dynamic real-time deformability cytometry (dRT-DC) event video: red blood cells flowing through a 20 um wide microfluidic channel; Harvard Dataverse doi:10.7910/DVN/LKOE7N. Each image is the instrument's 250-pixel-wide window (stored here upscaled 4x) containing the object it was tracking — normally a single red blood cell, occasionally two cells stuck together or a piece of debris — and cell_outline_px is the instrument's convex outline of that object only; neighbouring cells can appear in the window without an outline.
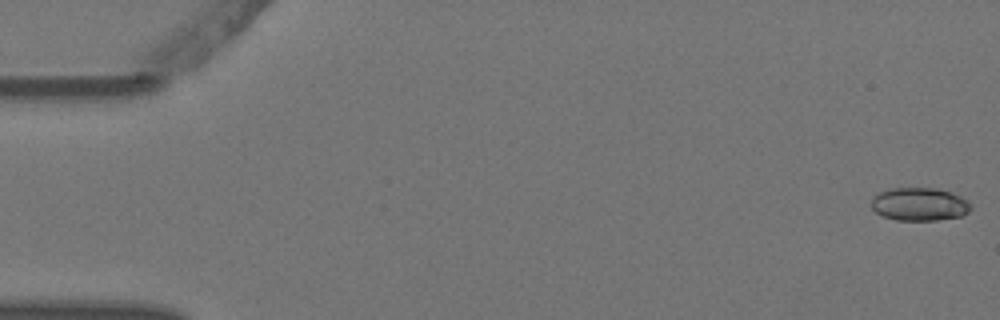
{"species": "Egyptian fruit bat (a non-hibernating species)", "species_latin": "Rousettus aegyptiacus", "temperature_condition": "warm", "stored_images_in_passage": 5, "camera_frame_rate_fps": 3000, "um_per_image_px": 0.085, "animal": {"sex": "female"}, "frame": {"image": 1, "passage_image": 1, "time_ms": 0.0, "image_size_px": [1000, 320], "cell_outline_px": [[972, 208], [968, 212], [960, 216], [936, 220], [896, 220], [884, 216], [876, 212], [872, 208], [872, 196], [888, 188], [936, 188], [960, 196], [968, 200], [972, 204]], "centroid_in_image_um": [78.15, 17.35], "position_along_channel_um": 6.8, "area_um2": 19.19}}
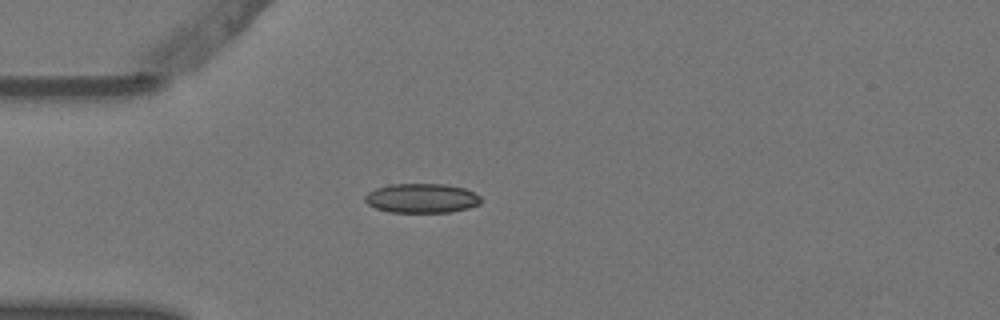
{"frame": {"image": 2, "passage_image": 5, "time_ms": 1.333, "image_size_px": [1000, 320], "cell_outline_px": [[480, 204], [468, 208], [448, 212], [388, 212], [376, 208], [368, 204], [364, 200], [364, 196], [368, 192], [376, 188], [388, 184], [444, 184], [464, 188], [480, 196]], "centroid_in_image_um": [35.81, 16.84], "position_along_channel_um": 49.2, "area_um2": 19.83}}